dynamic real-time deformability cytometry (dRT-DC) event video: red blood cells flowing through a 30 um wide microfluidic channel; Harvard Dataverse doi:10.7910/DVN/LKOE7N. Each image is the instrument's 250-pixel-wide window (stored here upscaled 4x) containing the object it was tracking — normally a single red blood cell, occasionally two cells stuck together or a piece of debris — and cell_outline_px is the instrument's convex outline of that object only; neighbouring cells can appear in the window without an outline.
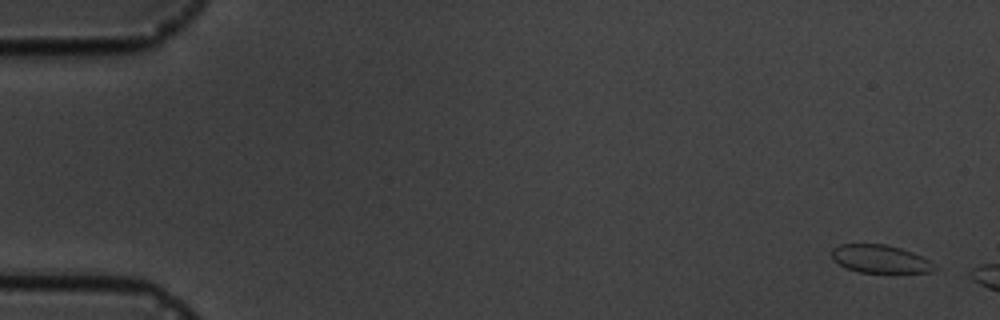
{"species": "common noctule bat (a hibernating species)", "species_latin": "Nyctalus noctula", "temperature_condition": "cold", "stored_images_in_passage": 3, "camera_frame_rate_fps": 3000, "um_per_image_px": 0.085, "animal": {"sex": "male", "body_mass_g": 19.5, "forearm_length_mm": 54.6}, "frame": {"image": 1, "passage_image": 1, "time_ms": 0.0, "image_size_px": [1000, 320], "cell_outline_px": [[936, 268], [932, 272], [860, 272], [848, 268], [832, 260], [832, 248], [840, 244], [884, 244], [900, 248], [912, 252], [928, 260]], "centroid_in_image_um": [74.77, 22.0], "position_along_channel_um": 10.2, "area_um2": 16.47}}